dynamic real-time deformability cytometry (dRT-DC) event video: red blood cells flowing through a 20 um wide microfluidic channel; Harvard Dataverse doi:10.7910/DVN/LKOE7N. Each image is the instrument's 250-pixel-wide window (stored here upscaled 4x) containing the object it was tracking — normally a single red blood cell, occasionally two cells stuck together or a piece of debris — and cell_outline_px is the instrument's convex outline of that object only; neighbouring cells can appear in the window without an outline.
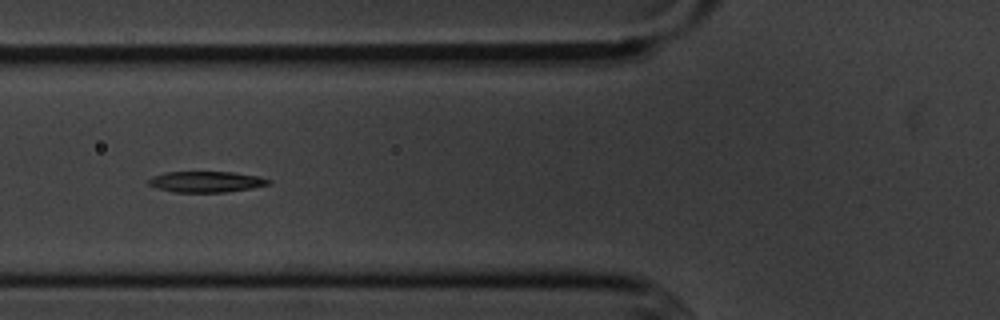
{"species": "common noctule bat (a hibernating species)", "species_latin": "Nyctalus noctula", "temperature_condition": "cold", "stored_images_in_passage": 9, "camera_frame_rate_fps": 3000, "um_per_image_px": 0.085, "animal": {"sex": "male", "body_mass_g": 20.1, "forearm_length_mm": 53.5}, "frame": {"image": 1, "passage_image": 6, "time_ms": 6.667, "image_size_px": [1000, 320], "cell_outline_px": [[272, 184], [252, 188], [224, 192], [176, 192], [156, 188], [148, 184], [148, 180], [152, 176], [164, 172], [236, 172], [260, 176], [272, 180]], "centroid_in_image_um": [17.57, 15.44], "position_along_channel_um": 108.2, "area_um2": 14.8}}
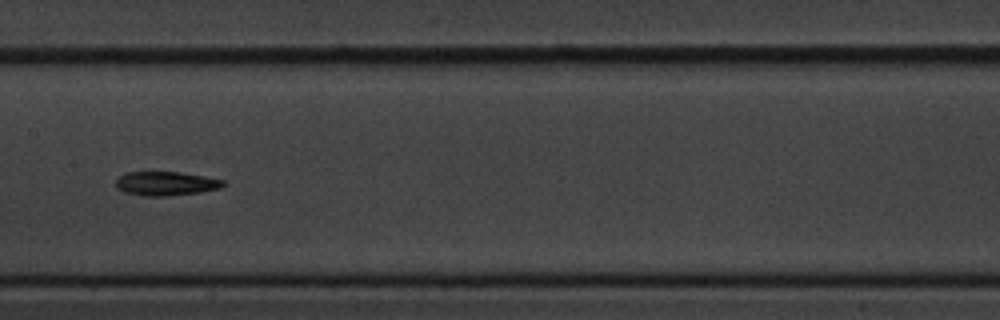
{"frame": {"image": 2, "passage_image": 8, "time_ms": 9.0, "image_size_px": [1000, 320], "cell_outline_px": [[224, 184], [220, 188], [200, 192], [164, 196], [144, 196], [124, 192], [116, 188], [116, 180], [124, 172], [180, 172], [224, 180]], "centroid_in_image_um": [14.05, 15.6], "position_along_channel_um": 193.3, "area_um2": 14.91}}
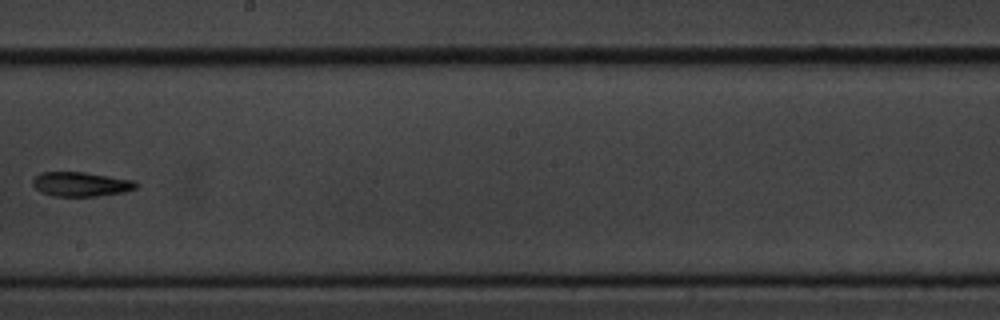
{"frame": {"image": 3, "passage_image": 9, "time_ms": 10.333, "image_size_px": [1000, 320], "cell_outline_px": [[136, 188], [124, 192], [96, 196], [52, 196], [40, 192], [32, 184], [32, 180], [40, 172], [84, 172], [136, 180]], "centroid_in_image_um": [6.86, 15.65], "position_along_channel_um": 241.3, "area_um2": 14.74}}